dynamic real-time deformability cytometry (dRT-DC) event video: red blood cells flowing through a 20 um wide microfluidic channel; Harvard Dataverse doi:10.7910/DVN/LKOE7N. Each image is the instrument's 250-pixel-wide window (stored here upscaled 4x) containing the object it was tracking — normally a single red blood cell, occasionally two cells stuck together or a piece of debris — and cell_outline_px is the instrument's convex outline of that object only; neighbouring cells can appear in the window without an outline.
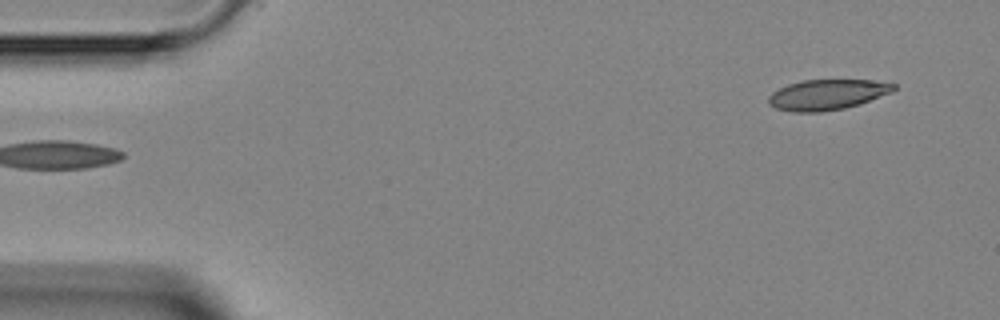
{"species": "Egyptian fruit bat (a non-hibernating species)", "species_latin": "Rousettus aegyptiacus", "temperature_condition": "room temperature", "stored_images_in_passage": 3, "segment_of_instrument_passage": [1, 2], "camera_frame_rate_fps": 3000, "um_per_image_px": 0.085, "animal": {"sex": "female"}, "frame": {"image": 1, "passage_image": 1, "time_ms": 0.0, "image_size_px": [1000, 320], "cell_outline_px": [[896, 88], [892, 92], [860, 104], [844, 108], [820, 112], [792, 112], [776, 108], [768, 104], [768, 96], [772, 92], [788, 84], [804, 80], [872, 80], [896, 84]], "centroid_in_image_um": [70.3, 8.05], "position_along_channel_um": 14.7, "area_um2": 22.2}}